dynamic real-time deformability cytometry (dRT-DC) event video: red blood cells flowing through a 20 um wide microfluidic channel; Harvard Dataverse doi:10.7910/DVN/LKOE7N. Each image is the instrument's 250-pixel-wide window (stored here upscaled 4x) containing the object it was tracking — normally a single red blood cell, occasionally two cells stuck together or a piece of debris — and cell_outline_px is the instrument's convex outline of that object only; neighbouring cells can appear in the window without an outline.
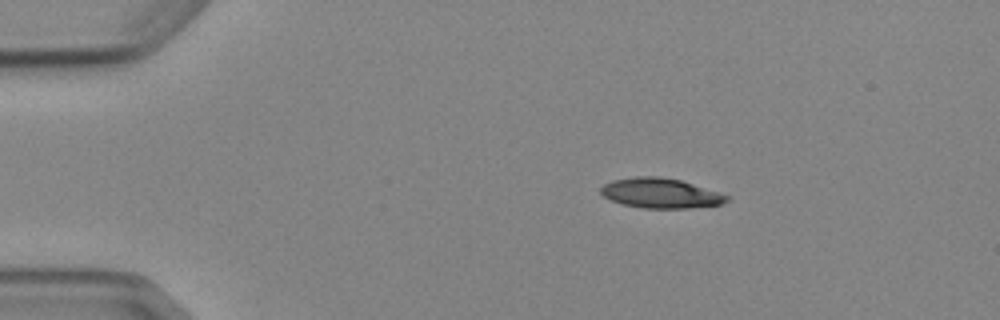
{"species": "Egyptian fruit bat (a non-hibernating species)", "species_latin": "Rousettus aegyptiacus", "temperature_condition": "cold", "stored_images_in_passage": 4, "segment_of_instrument_passage": [1, 2], "camera_frame_rate_fps": 3000, "um_per_image_px": 0.085, "animal": {"sex": "female"}, "frame": {"image": 1, "passage_image": 1, "time_ms": 0.0, "image_size_px": [1000, 320], "cell_outline_px": [[732, 200], [724, 204], [688, 208], [640, 208], [624, 204], [612, 200], [604, 196], [600, 192], [600, 188], [604, 184], [612, 180], [636, 176], [656, 176], [680, 180], [720, 192], [732, 196]], "centroid_in_image_um": [56.21, 16.42], "position_along_channel_um": 28.8, "area_um2": 22.14}}
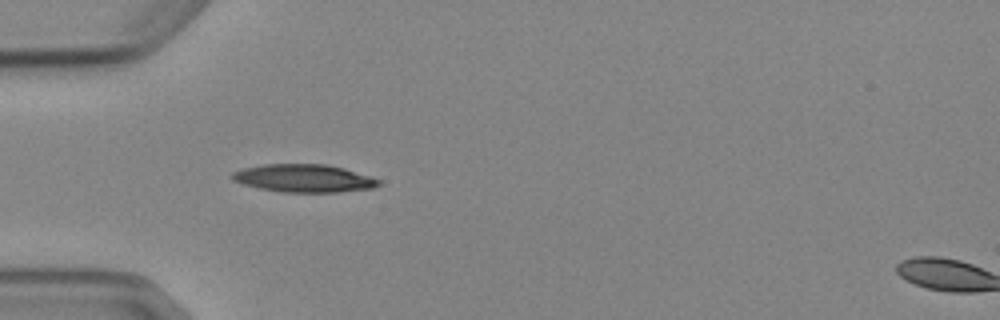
{"frame": {"image": 2, "passage_image": 3, "time_ms": 2.333, "image_size_px": [1000, 320], "cell_outline_px": [[380, 184], [372, 188], [336, 192], [284, 192], [260, 188], [244, 184], [232, 180], [232, 172], [244, 168], [264, 164], [328, 164], [344, 168], [380, 180]], "centroid_in_image_um": [25.82, 15.14], "position_along_channel_um": 59.2, "area_um2": 23.52}}